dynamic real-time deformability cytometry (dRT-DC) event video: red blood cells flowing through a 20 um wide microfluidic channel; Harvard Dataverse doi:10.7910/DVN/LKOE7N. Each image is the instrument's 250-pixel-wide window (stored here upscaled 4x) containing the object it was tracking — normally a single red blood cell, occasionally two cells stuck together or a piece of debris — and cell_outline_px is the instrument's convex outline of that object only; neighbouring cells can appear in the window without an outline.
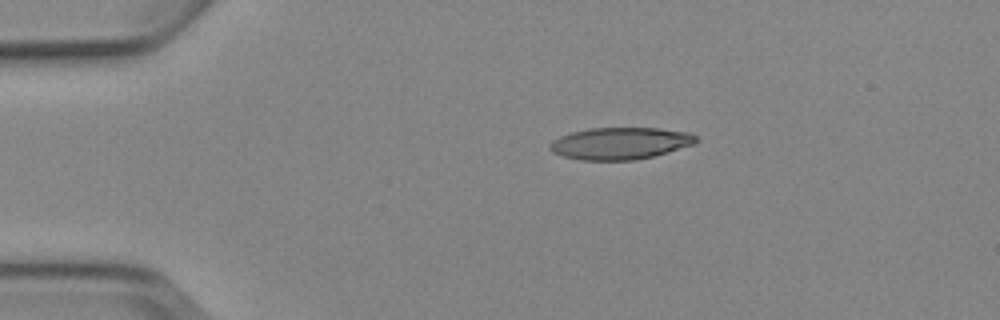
{"species": "Egyptian fruit bat (a non-hibernating species)", "species_latin": "Rousettus aegyptiacus", "temperature_condition": "cold", "stored_images_in_passage": 3, "camera_frame_rate_fps": 3000, "um_per_image_px": 0.085, "animal": {"sex": "female"}, "frame": {"image": 1, "passage_image": 1, "time_ms": 0.0, "image_size_px": [1000, 320], "cell_outline_px": [[700, 140], [696, 144], [652, 156], [636, 160], [580, 160], [564, 156], [552, 152], [548, 148], [548, 144], [552, 140], [560, 136], [572, 132], [588, 128], [660, 128], [688, 132], [696, 136]], "centroid_in_image_um": [52.72, 12.18], "position_along_channel_um": 32.3, "area_um2": 27.4}}
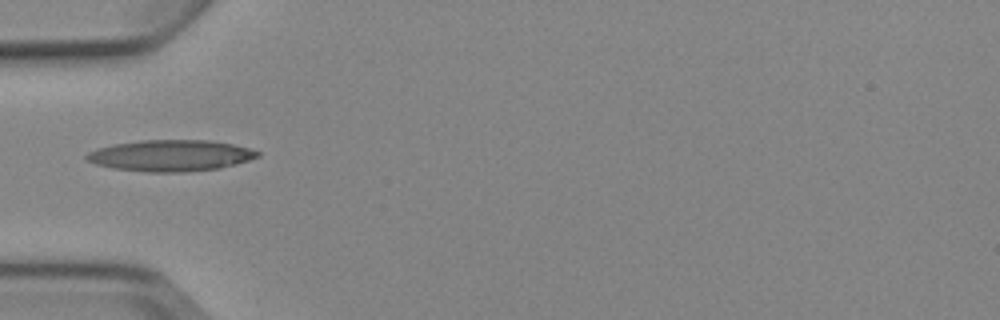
{"frame": {"image": 2, "passage_image": 3, "time_ms": 2.333, "image_size_px": [1000, 320], "cell_outline_px": [[260, 156], [236, 164], [220, 168], [184, 172], [148, 172], [112, 168], [96, 164], [88, 160], [84, 156], [88, 152], [112, 144], [140, 140], [208, 140], [232, 144], [248, 148], [260, 152]], "centroid_in_image_um": [14.5, 13.22], "position_along_channel_um": 70.5, "area_um2": 31.1}}